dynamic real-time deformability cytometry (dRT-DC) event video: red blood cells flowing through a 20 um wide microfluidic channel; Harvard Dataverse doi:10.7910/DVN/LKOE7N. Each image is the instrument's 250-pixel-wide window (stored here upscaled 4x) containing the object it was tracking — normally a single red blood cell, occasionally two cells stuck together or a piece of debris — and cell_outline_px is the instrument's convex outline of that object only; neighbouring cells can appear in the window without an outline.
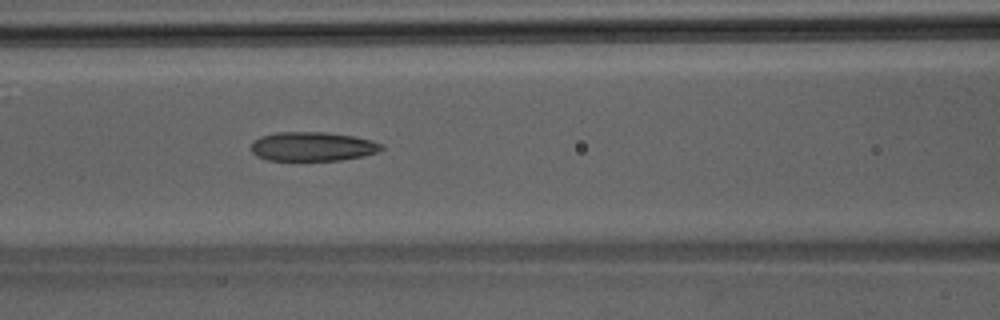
{"species": "Egyptian fruit bat (a non-hibernating species)", "species_latin": "Rousettus aegyptiacus", "temperature_condition": "room temperature", "stored_images_in_passage": 20, "camera_frame_rate_fps": 3000, "um_per_image_px": 0.085, "animal": {"sex": "male"}, "frame": {"image": 1, "passage_image": 20, "time_ms": 6.333, "image_size_px": [1000, 320], "cell_outline_px": [[384, 148], [380, 152], [364, 156], [340, 160], [268, 160], [256, 156], [252, 152], [252, 140], [260, 136], [276, 132], [324, 132], [352, 136], [372, 140], [384, 144]], "centroid_in_image_um": [26.59, 12.45], "position_along_channel_um": 140.0, "area_um2": 22.31}}